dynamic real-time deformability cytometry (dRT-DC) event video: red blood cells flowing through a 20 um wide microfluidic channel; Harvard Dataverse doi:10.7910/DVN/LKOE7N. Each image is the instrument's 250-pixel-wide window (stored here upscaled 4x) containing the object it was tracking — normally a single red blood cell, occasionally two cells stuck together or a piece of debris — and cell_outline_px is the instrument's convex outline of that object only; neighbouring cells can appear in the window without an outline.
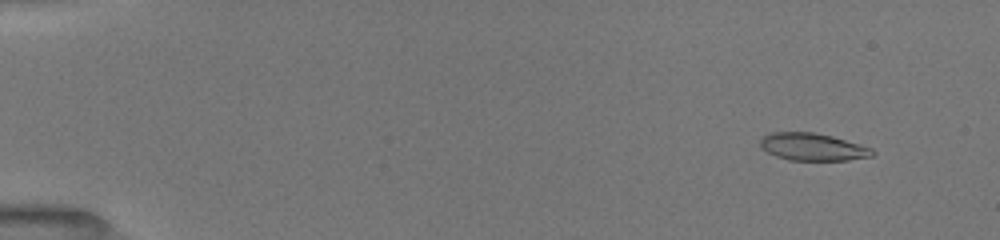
{"species": "common noctule bat (a hibernating species)", "species_latin": "Nyctalus noctula", "temperature_condition": "room temperature", "stored_images_in_passage": 45, "camera_frame_rate_fps": 3000, "um_per_image_px": 0.085, "animal": {"sex": "female", "body_mass_g": 19.5, "forearm_length_mm": 54.1}, "frame": {"image": 1, "passage_image": 5, "time_ms": 1.333, "image_size_px": [1000, 240], "cell_outline_px": [[876, 152], [872, 156], [848, 160], [788, 160], [776, 156], [760, 148], [760, 136], [768, 132], [812, 132], [832, 136], [860, 144], [872, 148]], "centroid_in_image_um": [69.04, 12.48], "position_along_channel_um": 16.0, "area_um2": 18.09}}
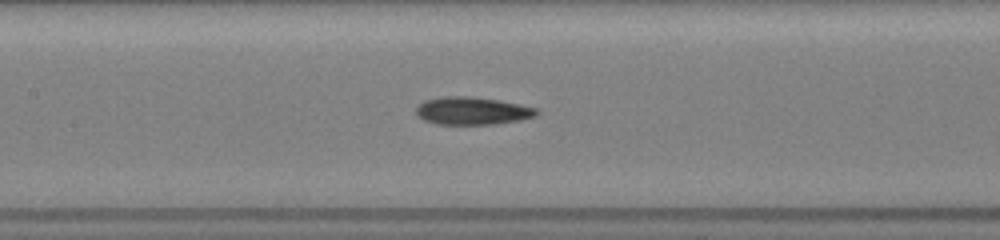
{"frame": {"image": 2, "passage_image": 26, "time_ms": 8.333, "image_size_px": [1000, 240], "cell_outline_px": [[540, 112], [536, 116], [520, 120], [496, 124], [436, 124], [424, 120], [416, 116], [416, 108], [424, 100], [444, 96], [468, 96], [496, 100], [536, 108]], "centroid_in_image_um": [40.11, 9.43], "position_along_channel_um": 167.3, "area_um2": 19.36}}
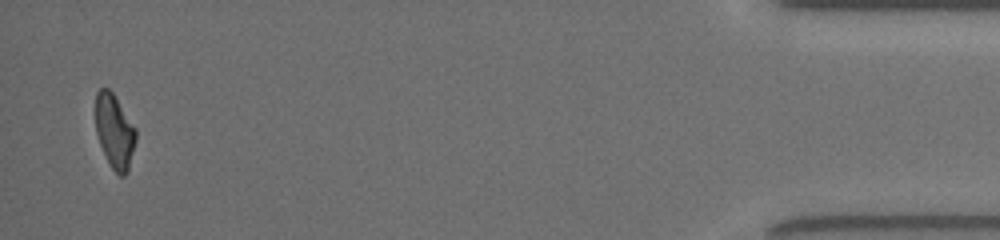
{"frame": {"image": 3, "passage_image": 44, "time_ms": 16.667, "image_size_px": [1000, 240], "cell_outline_px": [[136, 140], [128, 172], [124, 176], [120, 176], [112, 168], [100, 144], [96, 132], [96, 92], [100, 88], [108, 88], [112, 92], [136, 128]], "centroid_in_image_um": [9.75, 11.16], "position_along_channel_um": 425.5, "area_um2": 17.22}, "authors_computed_cell_mechanics": {"area_um2": 18.6694, "velocity_mm_per_s": 4.0236, "shape_relaxation_time_tau1_ms": 4.2771, "shape_relaxation_time_tau2_ms": 8.6619, "deformation_change_tau1": 0.1539, "deformation_change_tau2": 0.1772}}